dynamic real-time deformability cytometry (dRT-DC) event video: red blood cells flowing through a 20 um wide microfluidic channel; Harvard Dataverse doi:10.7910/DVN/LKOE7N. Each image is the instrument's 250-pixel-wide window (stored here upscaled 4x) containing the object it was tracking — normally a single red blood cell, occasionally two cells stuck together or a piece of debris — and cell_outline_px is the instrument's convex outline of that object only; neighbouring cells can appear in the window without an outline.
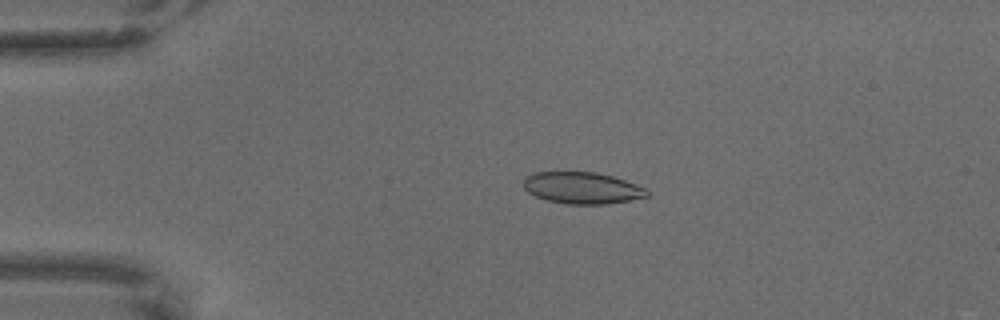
{"species": "common noctule bat (a hibernating species)", "species_latin": "Nyctalus noctula", "temperature_condition": "warm", "stored_images_in_passage": 64, "camera_frame_rate_fps": 3000, "um_per_image_px": 0.085, "animal": {"sex": "male", "body_mass_g": 18.8}, "frame": {"image": 1, "passage_image": 14, "time_ms": 4.333, "image_size_px": [1000, 320], "cell_outline_px": [[648, 196], [608, 204], [568, 204], [548, 200], [536, 196], [528, 192], [524, 188], [524, 176], [536, 172], [596, 172], [612, 176], [624, 180], [644, 188], [648, 192]], "centroid_in_image_um": [49.45, 15.97], "position_along_channel_um": 35.6, "area_um2": 22.54}}
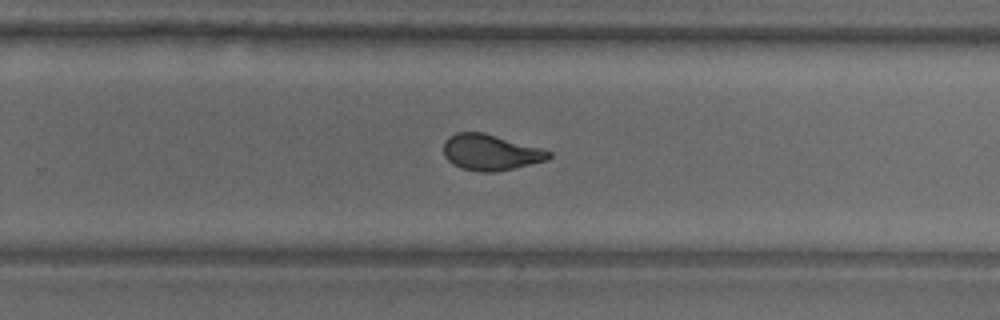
{"frame": {"image": 2, "passage_image": 42, "time_ms": 13.667, "image_size_px": [1000, 320], "cell_outline_px": [[552, 156], [548, 160], [496, 172], [480, 172], [460, 168], [452, 164], [444, 156], [444, 140], [448, 136], [456, 132], [484, 132], [540, 148], [552, 152]], "centroid_in_image_um": [41.67, 12.95], "position_along_channel_um": 288.1, "area_um2": 22.14}}
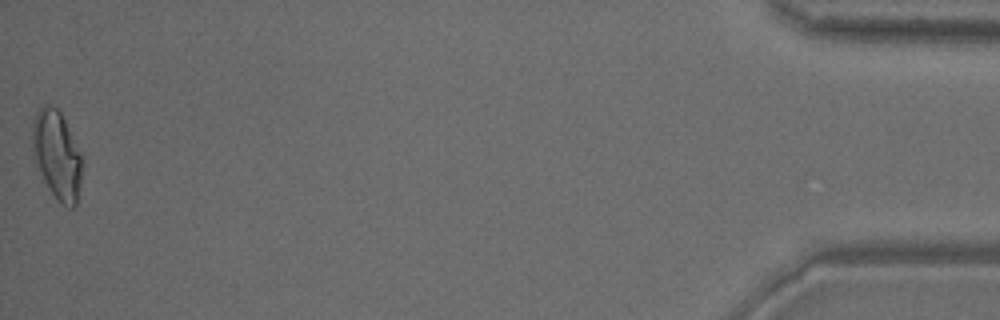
{"frame": {"image": 3, "passage_image": 64, "time_ms": 21.0, "image_size_px": [1000, 320], "cell_outline_px": [[84, 160], [76, 204], [72, 208], [68, 208], [60, 204], [48, 188], [36, 164], [32, 148], [32, 120], [36, 112], [44, 104], [52, 104], [60, 112]], "centroid_in_image_um": [4.83, 13.18], "position_along_channel_um": 430.4, "area_um2": 25.72}}